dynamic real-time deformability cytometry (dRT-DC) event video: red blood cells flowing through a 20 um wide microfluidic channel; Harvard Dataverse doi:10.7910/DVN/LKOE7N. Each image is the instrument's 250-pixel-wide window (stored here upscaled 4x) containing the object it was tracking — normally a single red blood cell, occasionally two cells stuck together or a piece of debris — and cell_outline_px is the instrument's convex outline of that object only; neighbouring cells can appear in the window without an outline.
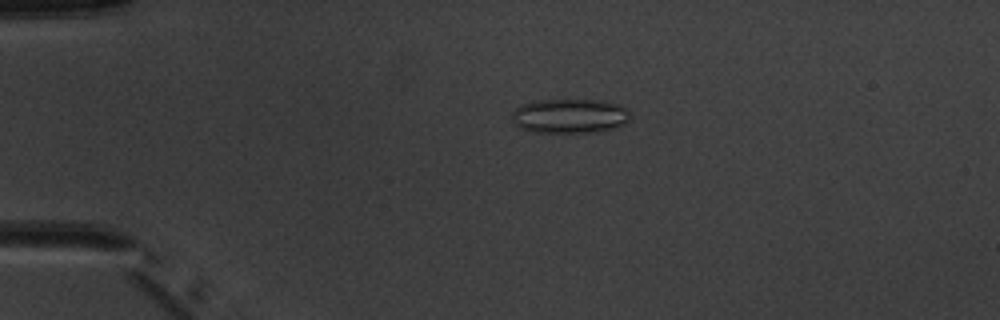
{"species": "common noctule bat (a hibernating species)", "species_latin": "Nyctalus noctula", "temperature_condition": "warm", "stored_images_in_passage": 5, "camera_frame_rate_fps": 3000, "um_per_image_px": 0.085, "animal": {"sex": "male", "body_mass_g": 20.1, "forearm_length_mm": 53.5}, "frame": {"image": 1, "passage_image": 4, "time_ms": 3.333, "image_size_px": [1000, 320], "cell_outline_px": [[628, 120], [624, 124], [616, 128], [596, 132], [532, 132], [520, 128], [512, 120], [512, 112], [520, 104], [540, 100], [596, 100], [620, 104], [628, 112]], "centroid_in_image_um": [48.4, 9.86], "position_along_channel_um": 36.6, "area_um2": 23.7}}